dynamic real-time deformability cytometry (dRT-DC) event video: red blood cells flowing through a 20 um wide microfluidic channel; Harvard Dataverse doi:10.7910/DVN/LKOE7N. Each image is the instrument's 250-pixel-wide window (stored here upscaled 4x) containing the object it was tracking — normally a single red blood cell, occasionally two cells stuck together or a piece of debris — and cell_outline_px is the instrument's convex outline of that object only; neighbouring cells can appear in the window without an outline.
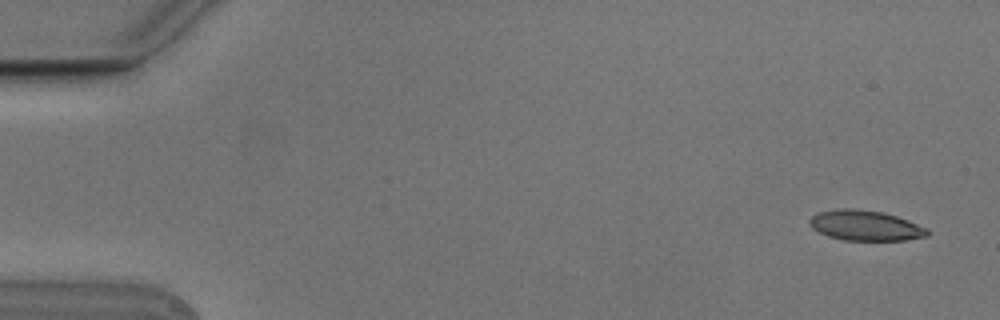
{"species": "Egyptian fruit bat (a non-hibernating species)", "species_latin": "Rousettus aegyptiacus", "temperature_condition": "cold", "stored_images_in_passage": 6, "segment_of_instrument_passage": [1, 2], "camera_frame_rate_fps": 3000, "um_per_image_px": 0.085, "animal": {"sex": "male"}, "frame": {"image": 1, "passage_image": 1, "time_ms": 0.0, "image_size_px": [1000, 320], "cell_outline_px": [[928, 236], [904, 240], [844, 240], [828, 236], [812, 228], [808, 224], [808, 220], [812, 216], [820, 212], [844, 208], [856, 208], [884, 212], [908, 220], [928, 228]], "centroid_in_image_um": [73.56, 19.16], "position_along_channel_um": 11.4, "area_um2": 20.75}}
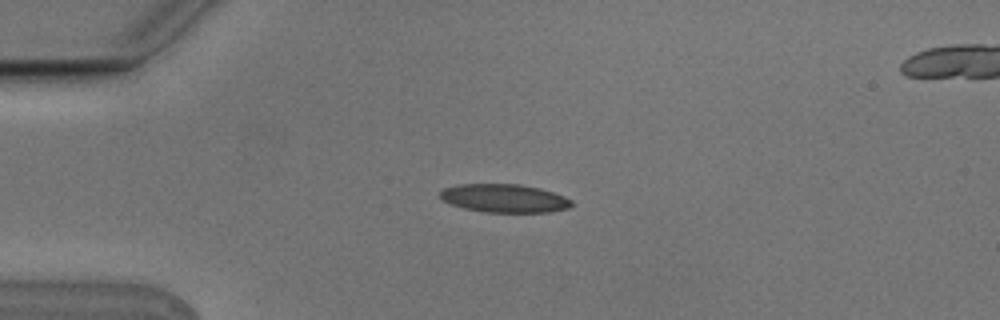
{"frame": {"image": 2, "passage_image": 4, "time_ms": 1.0, "image_size_px": [1000, 320], "cell_outline_px": [[572, 204], [568, 208], [548, 212], [484, 212], [464, 208], [440, 200], [440, 192], [444, 188], [456, 184], [520, 184], [540, 188], [564, 196], [572, 200]], "centroid_in_image_um": [42.84, 16.85], "position_along_channel_um": 42.2, "area_um2": 21.73}}